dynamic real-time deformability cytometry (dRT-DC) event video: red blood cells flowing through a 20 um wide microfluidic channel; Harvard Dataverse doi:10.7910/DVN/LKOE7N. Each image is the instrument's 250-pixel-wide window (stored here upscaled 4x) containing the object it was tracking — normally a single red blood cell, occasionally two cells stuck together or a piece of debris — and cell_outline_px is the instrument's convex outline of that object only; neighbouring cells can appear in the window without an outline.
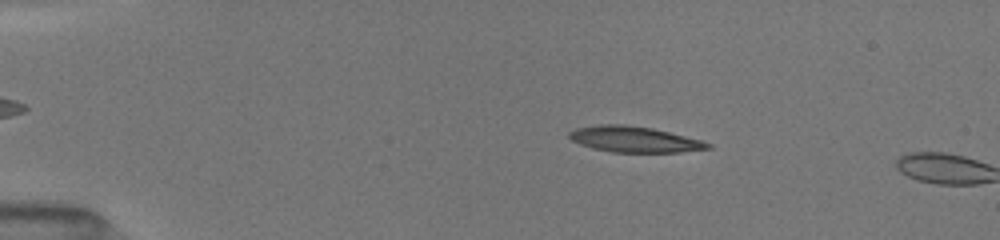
{"species": "common noctule bat (a hibernating species)", "species_latin": "Nyctalus noctula", "temperature_condition": "room temperature", "stored_images_in_passage": 11, "camera_frame_rate_fps": 3000, "um_per_image_px": 0.085, "animal": {"sex": "female", "body_mass_g": 19.5, "forearm_length_mm": 54.1}, "frame": {"image": 1, "passage_image": 10, "time_ms": 3.0, "image_size_px": [1000, 240], "cell_outline_px": [[712, 148], [676, 152], [612, 152], [596, 148], [572, 140], [568, 136], [568, 132], [576, 128], [600, 124], [620, 124], [652, 128], [700, 140], [712, 144]], "centroid_in_image_um": [53.92, 11.83], "position_along_channel_um": 31.1, "area_um2": 20.4}}